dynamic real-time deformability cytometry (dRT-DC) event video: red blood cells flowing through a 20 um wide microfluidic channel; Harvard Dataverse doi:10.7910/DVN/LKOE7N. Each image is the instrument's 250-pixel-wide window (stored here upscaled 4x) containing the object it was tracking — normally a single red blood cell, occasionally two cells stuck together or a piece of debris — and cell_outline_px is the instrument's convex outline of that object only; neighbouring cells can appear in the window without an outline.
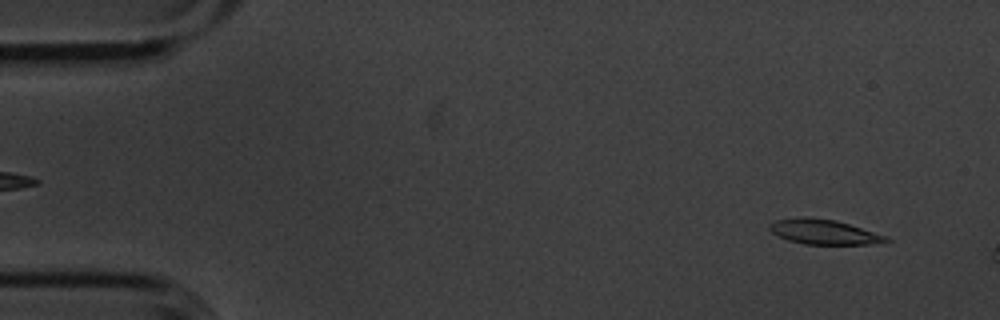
{"species": "common noctule bat (a hibernating species)", "species_latin": "Nyctalus noctula", "temperature_condition": "cold", "stored_images_in_passage": 9, "camera_frame_rate_fps": 3000, "um_per_image_px": 0.085, "animal": {"sex": "male", "body_mass_g": 20.1, "forearm_length_mm": 53.5}, "frame": {"image": 1, "passage_image": 3, "time_ms": 0.667, "image_size_px": [1000, 320], "cell_outline_px": [[892, 240], [868, 244], [804, 244], [788, 240], [772, 232], [768, 228], [768, 224], [776, 220], [836, 220], [888, 236]], "centroid_in_image_um": [70.1, 19.76], "position_along_channel_um": 14.9, "area_um2": 15.95}}